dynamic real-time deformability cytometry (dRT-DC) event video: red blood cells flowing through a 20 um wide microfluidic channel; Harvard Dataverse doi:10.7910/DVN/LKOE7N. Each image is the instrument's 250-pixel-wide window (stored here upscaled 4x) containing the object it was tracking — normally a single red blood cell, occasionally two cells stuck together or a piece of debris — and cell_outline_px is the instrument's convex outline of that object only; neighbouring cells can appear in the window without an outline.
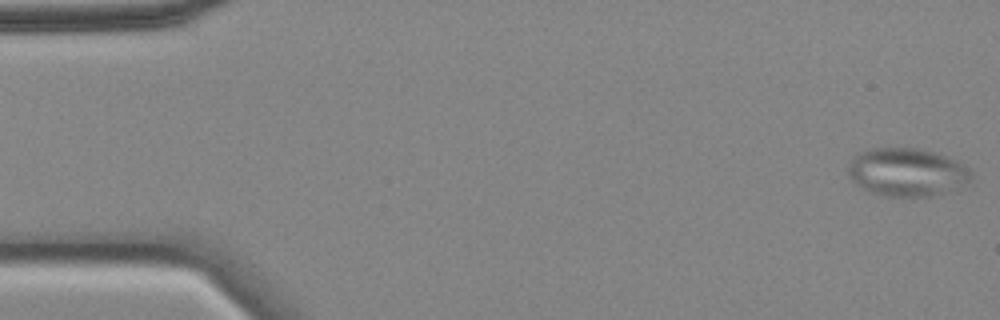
{"species": "common noctule bat (a hibernating species)", "species_latin": "Nyctalus noctula", "temperature_condition": "cold", "stored_images_in_passage": 56, "camera_frame_rate_fps": 3000, "um_per_image_px": 0.085, "animal": {"sex": "female", "body_mass_g": 18.4}, "frame": {"image": 1, "passage_image": 1, "time_ms": 0.0, "image_size_px": [1000, 320], "cell_outline_px": [[972, 180], [932, 196], [888, 196], [872, 192], [864, 188], [852, 180], [848, 176], [848, 168], [852, 156], [860, 152], [872, 148], [916, 148], [932, 152], [952, 160], [968, 168], [972, 172]], "centroid_in_image_um": [77.03, 14.62], "position_along_channel_um": 8.0, "area_um2": 33.76}}
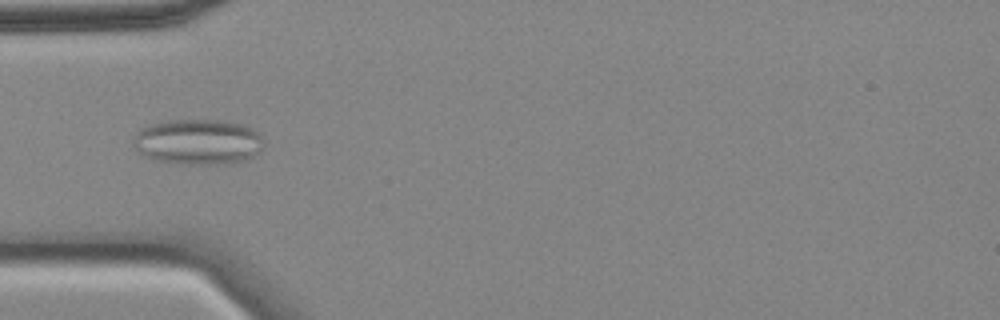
{"frame": {"image": 2, "passage_image": 17, "time_ms": 5.333, "image_size_px": [1000, 320], "cell_outline_px": [[264, 148], [256, 156], [248, 160], [236, 164], [184, 164], [156, 160], [144, 156], [136, 152], [132, 144], [136, 132], [140, 128], [148, 124], [160, 120], [224, 120], [240, 124], [252, 128], [260, 136]], "centroid_in_image_um": [16.82, 12.07], "position_along_channel_um": 68.2, "area_um2": 35.37}, "authors_computed_cell_mechanics": {"area_um2": 28.2064, "velocity_mm_per_s": 3.5221, "shape_relaxation_time_tau1_ms": null, "shape_relaxation_time_tau2_ms": 2.7229, "deformation_change_tau1": null, "deformation_change_tau2": 0.0756}}